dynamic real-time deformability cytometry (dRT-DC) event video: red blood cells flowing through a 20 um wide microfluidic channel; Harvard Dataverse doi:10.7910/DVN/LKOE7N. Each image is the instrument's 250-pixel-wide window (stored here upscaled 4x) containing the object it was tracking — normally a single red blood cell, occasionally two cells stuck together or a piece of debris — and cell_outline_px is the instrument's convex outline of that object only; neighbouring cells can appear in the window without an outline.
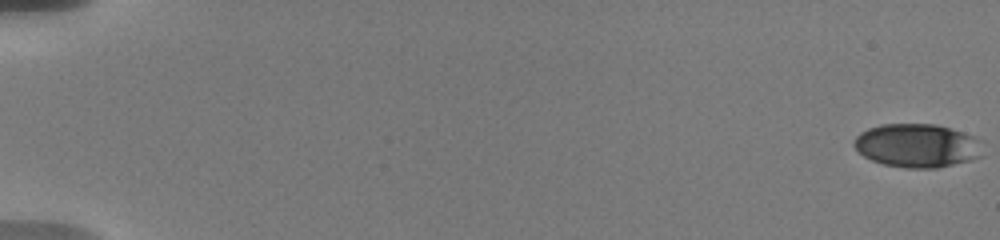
{"species": "human", "species_latin": "Homo sapiens", "temperature_condition": "warm", "stored_images_in_passage": 18, "camera_frame_rate_fps": 3000, "um_per_image_px": 0.085, "donor": {"sex": "male"}, "frame": {"image": 1, "passage_image": 1, "time_ms": 0.0, "image_size_px": [1000, 240], "cell_outline_px": [[984, 140], [980, 156], [968, 160], [936, 168], [908, 168], [884, 164], [872, 160], [864, 156], [852, 144], [856, 136], [860, 132], [868, 128], [880, 124], [936, 124]], "centroid_in_image_um": [77.94, 12.36], "position_along_channel_um": 7.1, "area_um2": 32.54}}
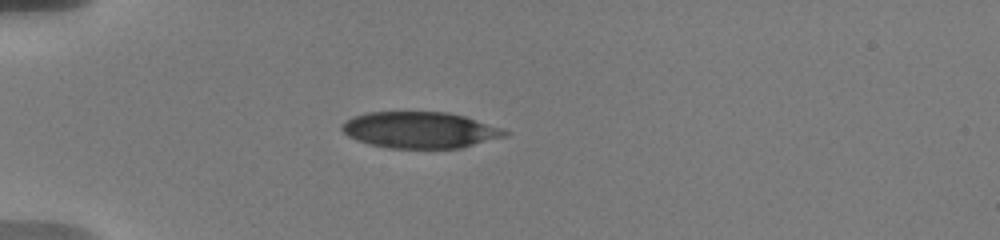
{"frame": {"image": 2, "passage_image": 16, "time_ms": 5.667, "image_size_px": [1000, 240], "cell_outline_px": [[512, 132], [508, 136], [460, 148], [388, 148], [356, 140], [348, 136], [340, 128], [352, 116], [368, 112], [448, 112], [464, 116]], "centroid_in_image_um": [35.72, 11.05], "position_along_channel_um": 49.3, "area_um2": 34.33}}
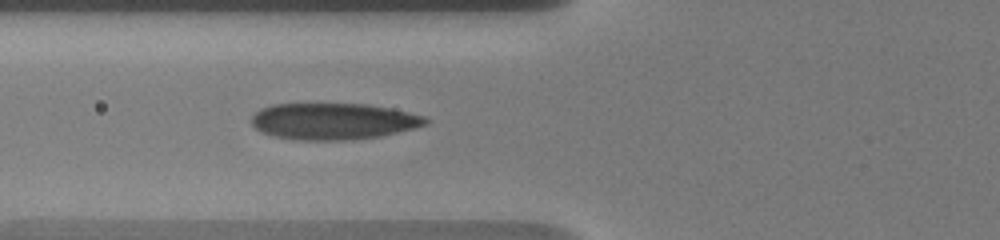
{"frame": {"image": 3, "passage_image": 18, "time_ms": 7.667, "image_size_px": [1000, 240], "cell_outline_px": [[432, 120], [428, 124], [380, 136], [344, 140], [300, 140], [276, 136], [264, 132], [256, 128], [252, 124], [252, 116], [260, 108], [272, 104], [368, 104], [392, 108], [424, 116]], "centroid_in_image_um": [28.36, 10.29], "position_along_channel_um": 97.4, "area_um2": 36.82}}